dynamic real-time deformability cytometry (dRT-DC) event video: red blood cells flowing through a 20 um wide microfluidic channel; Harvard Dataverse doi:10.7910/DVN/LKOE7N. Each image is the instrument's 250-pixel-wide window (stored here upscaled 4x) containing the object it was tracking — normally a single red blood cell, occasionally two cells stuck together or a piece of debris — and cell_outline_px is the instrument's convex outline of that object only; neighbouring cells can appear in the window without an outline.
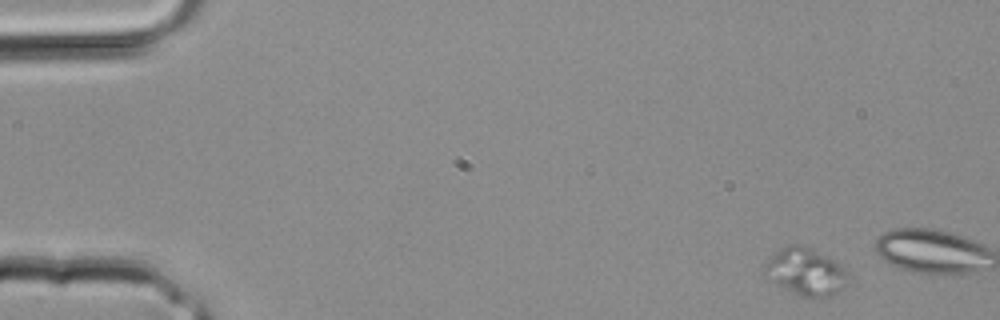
{"species": "common noctule bat (a hibernating species)", "species_latin": "Nyctalus noctula", "temperature_condition": "room temperature", "stored_images_in_passage": 6, "segment_of_instrument_passage": [1, 2], "camera_frame_rate_fps": 3000, "um_per_image_px": 0.085, "animal": {"sex": "male", "body_mass_g": 20.4}, "frame": {"image": 1, "passage_image": 1, "time_ms": 0.0, "image_size_px": [1000, 320], "cell_outline_px": [[848, 280], [832, 296], [800, 296], [764, 276], [764, 268], [768, 260], [776, 252], [788, 244], [796, 244], [808, 248], [840, 264], [848, 272]], "centroid_in_image_um": [68.46, 23.1], "position_along_channel_um": 16.5, "area_um2": 22.08}}